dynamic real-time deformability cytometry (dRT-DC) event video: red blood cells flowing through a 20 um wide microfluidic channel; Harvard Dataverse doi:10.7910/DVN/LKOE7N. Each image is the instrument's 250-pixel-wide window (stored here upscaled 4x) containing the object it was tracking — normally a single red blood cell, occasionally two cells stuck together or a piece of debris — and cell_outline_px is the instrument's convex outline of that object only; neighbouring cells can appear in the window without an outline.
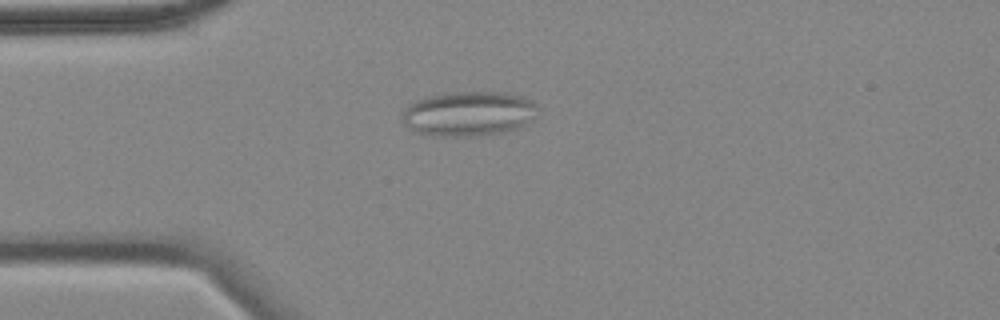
{"species": "common noctule bat (a hibernating species)", "species_latin": "Nyctalus noctula", "temperature_condition": "cold", "stored_images_in_passage": 52, "camera_frame_rate_fps": 3000, "um_per_image_px": 0.085, "animal": {"sex": "female", "body_mass_g": 18.4}, "frame": {"image": 1, "passage_image": 10, "time_ms": 3.0, "image_size_px": [1000, 320], "cell_outline_px": [[540, 108], [536, 116], [532, 120], [508, 132], [476, 136], [440, 136], [412, 132], [400, 120], [408, 104], [416, 100], [428, 96], [444, 92], [504, 92], [520, 96], [532, 100]], "centroid_in_image_um": [39.83, 9.66], "position_along_channel_um": 45.2, "area_um2": 35.89}}
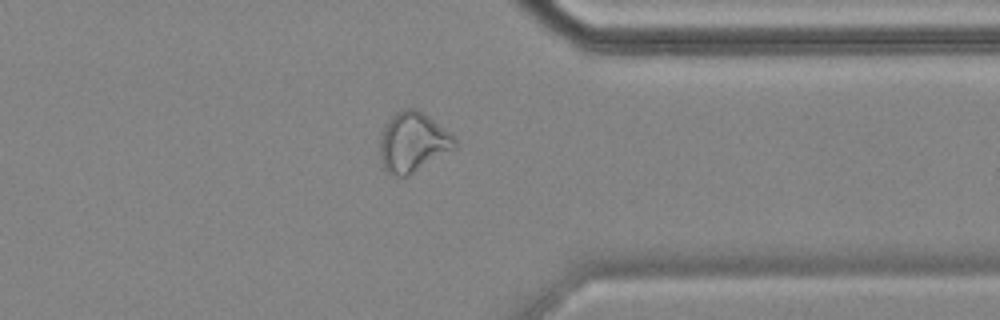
{"frame": {"image": 2, "passage_image": 40, "time_ms": 13.0, "image_size_px": [1000, 320], "cell_outline_px": [[456, 148], [408, 176], [396, 176], [388, 172], [384, 168], [380, 156], [380, 136], [384, 124], [396, 112], [408, 108], [416, 108], [424, 112], [448, 132], [456, 140]], "centroid_in_image_um": [35.08, 12.08], "position_along_channel_um": 376.3, "area_um2": 25.95}}
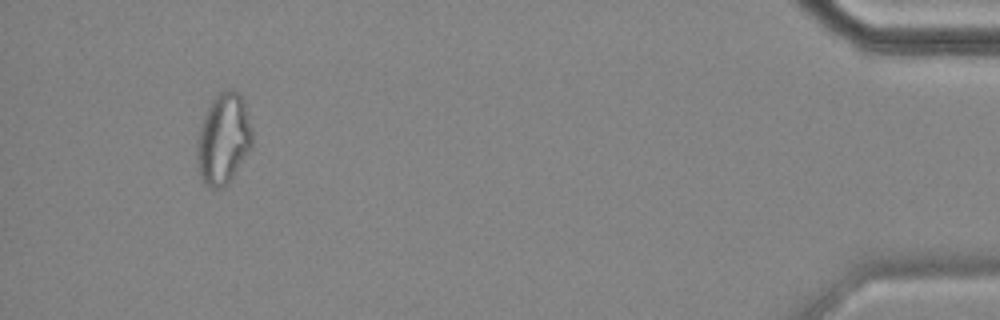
{"frame": {"image": 3, "passage_image": 49, "time_ms": 16.0, "image_size_px": [1000, 320], "cell_outline_px": [[252, 148], [228, 184], [224, 188], [208, 188], [204, 184], [196, 168], [196, 140], [200, 124], [212, 100], [224, 88], [232, 88], [244, 100], [252, 128]], "centroid_in_image_um": [18.97, 11.84], "position_along_channel_um": 416.2, "area_um2": 29.94}, "authors_computed_cell_mechanics": {"area_um2": 25.9522, "velocity_mm_per_s": 3.5174, "shape_relaxation_time_tau1_ms": null, "shape_relaxation_time_tau2_ms": 2.0348, "deformation_change_tau1": null, "deformation_change_tau2": 0.1016}}